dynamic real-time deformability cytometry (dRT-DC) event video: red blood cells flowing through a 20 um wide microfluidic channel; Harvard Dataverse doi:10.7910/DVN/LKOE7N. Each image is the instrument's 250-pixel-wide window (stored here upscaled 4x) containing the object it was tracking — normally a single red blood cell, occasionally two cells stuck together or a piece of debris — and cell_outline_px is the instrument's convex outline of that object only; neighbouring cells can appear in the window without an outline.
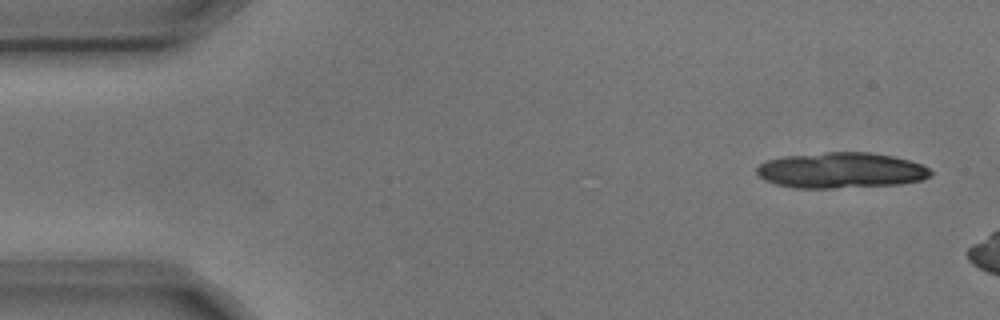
{"species": "common noctule bat (a hibernating species)", "species_latin": "Nyctalus noctula", "temperature_condition": "cold", "stored_images_in_passage": 4, "camera_frame_rate_fps": 3000, "um_per_image_px": 0.085, "animal": {"sex": "male", "body_mass_g": 17.9, "forearm_length_mm": 54.2}, "frame": {"image": 1, "passage_image": 1, "time_ms": 0.0, "image_size_px": [1000, 320], "cell_outline_px": [[932, 176], [924, 180], [900, 184], [832, 188], [792, 188], [776, 184], [764, 180], [756, 172], [756, 168], [760, 164], [768, 160], [784, 156], [824, 152], [872, 152], [892, 156], [924, 164], [932, 172]], "centroid_in_image_um": [71.51, 14.48], "position_along_channel_um": 13.5, "area_um2": 36.41}}